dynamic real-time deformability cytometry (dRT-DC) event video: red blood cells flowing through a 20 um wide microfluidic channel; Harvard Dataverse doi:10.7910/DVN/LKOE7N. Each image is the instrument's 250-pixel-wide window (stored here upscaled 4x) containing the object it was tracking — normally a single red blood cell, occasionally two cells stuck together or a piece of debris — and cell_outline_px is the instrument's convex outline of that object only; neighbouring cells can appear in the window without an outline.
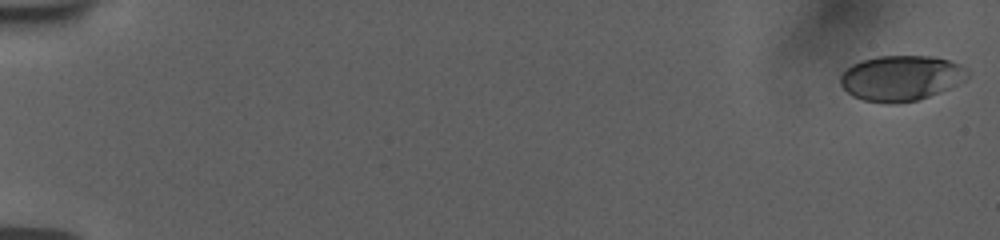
{"species": "human", "species_latin": "Homo sapiens", "temperature_condition": "room temperature", "stored_images_in_passage": 56, "camera_frame_rate_fps": 3000, "um_per_image_px": 0.085, "donor": {"sex": "female"}, "frame": {"image": 1, "passage_image": 1, "time_ms": 0.0, "image_size_px": [1000, 240], "cell_outline_px": [[968, 76], [964, 80], [940, 92], [916, 100], [892, 104], [888, 104], [864, 100], [852, 96], [840, 84], [840, 76], [852, 64], [860, 60], [876, 56], [928, 56], [948, 60], [960, 64], [968, 68]], "centroid_in_image_um": [76.57, 6.63], "position_along_channel_um": 8.4, "area_um2": 33.52}}
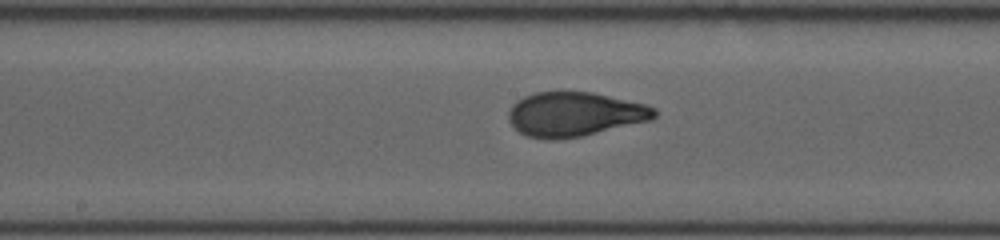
{"frame": {"image": 2, "passage_image": 31, "time_ms": 10.0, "image_size_px": [1000, 240], "cell_outline_px": [[656, 116], [652, 120], [580, 136], [552, 140], [528, 136], [520, 132], [508, 120], [508, 112], [512, 104], [516, 100], [524, 96], [536, 92], [592, 92], [648, 104], [656, 108]], "centroid_in_image_um": [48.86, 9.69], "position_along_channel_um": 199.3, "area_um2": 37.63}}
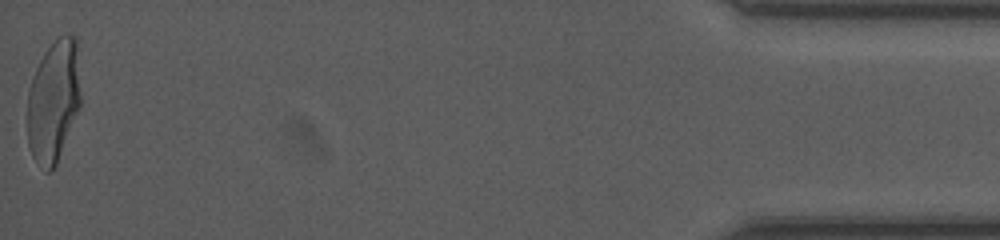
{"frame": {"image": 3, "passage_image": 56, "time_ms": 18.333, "image_size_px": [1000, 240], "cell_outline_px": [[80, 104], [56, 164], [48, 172], [44, 172], [32, 156], [28, 144], [28, 92], [36, 68], [44, 52], [60, 36], [76, 36], [80, 96]], "centroid_in_image_um": [4.53, 8.61], "position_along_channel_um": 430.7, "area_um2": 37.22}, "authors_computed_cell_mechanics": {"area_um2": 36.5296, "velocity_mm_per_s": 3.7813, "shape_relaxation_time_tau1_ms": 4.8017, "shape_relaxation_time_tau2_ms": null, "deformation_change_tau1": 0.1921, "deformation_change_tau2": null}}